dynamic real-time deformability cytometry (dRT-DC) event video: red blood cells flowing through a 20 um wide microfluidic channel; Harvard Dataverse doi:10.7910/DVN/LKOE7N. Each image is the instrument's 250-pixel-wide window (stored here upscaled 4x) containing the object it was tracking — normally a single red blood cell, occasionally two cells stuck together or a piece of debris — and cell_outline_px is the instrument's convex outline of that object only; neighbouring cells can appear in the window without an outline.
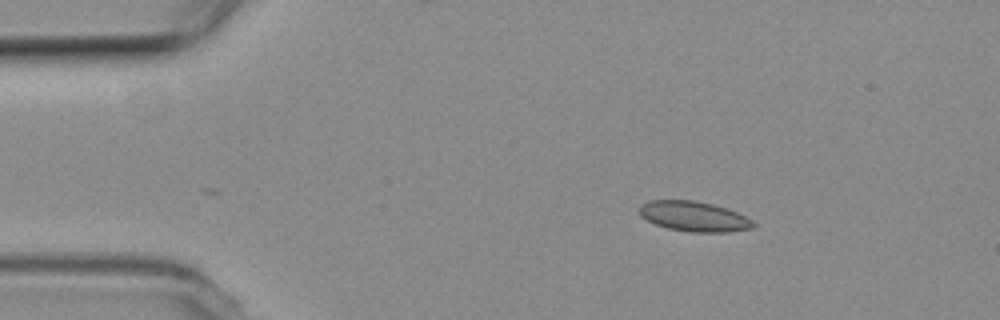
{"species": "common noctule bat (a hibernating species)", "species_latin": "Nyctalus noctula", "temperature_condition": "room temperature", "stored_images_in_passage": 41, "camera_frame_rate_fps": 3000, "um_per_image_px": 0.085, "animal": {"sex": "female", "body_mass_g": 19.3, "forearm_length_mm": 54.1}, "frame": {"image": 1, "passage_image": 1, "time_ms": 0.0, "image_size_px": [1000, 320], "cell_outline_px": [[756, 228], [728, 232], [692, 232], [668, 228], [656, 224], [640, 216], [640, 204], [648, 200], [692, 200], [712, 204], [728, 208], [752, 220], [756, 224]], "centroid_in_image_um": [59.01, 18.39], "position_along_channel_um": 26.0, "area_um2": 20.0}}
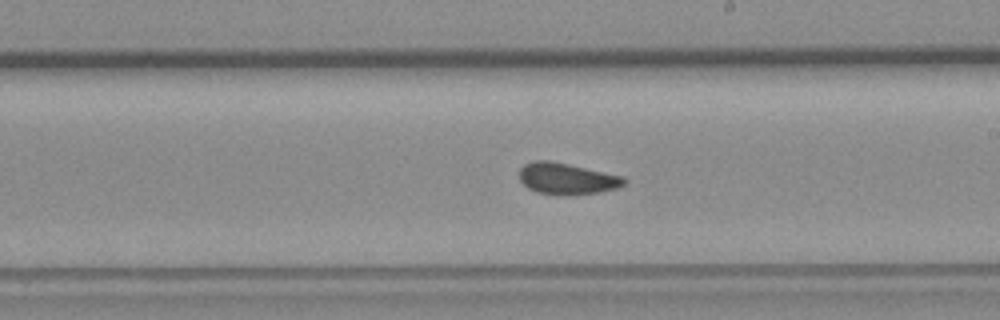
{"frame": {"image": 2, "passage_image": 23, "time_ms": 7.333, "image_size_px": [1000, 320], "cell_outline_px": [[628, 180], [624, 184], [616, 188], [600, 192], [568, 196], [560, 196], [536, 192], [528, 188], [520, 180], [520, 168], [524, 164], [536, 160], [548, 160], [568, 164], [624, 176]], "centroid_in_image_um": [48.19, 15.2], "position_along_channel_um": 240.8, "area_um2": 19.36}}
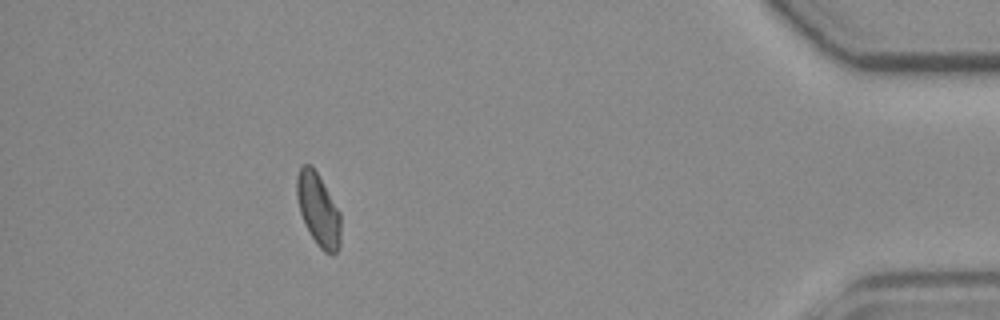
{"frame": {"image": 3, "passage_image": 41, "time_ms": 13.333, "image_size_px": [1000, 320], "cell_outline_px": [[340, 248], [332, 256], [324, 252], [316, 244], [300, 212], [296, 196], [296, 176], [300, 168], [304, 164], [312, 164], [340, 212]], "centroid_in_image_um": [27.06, 17.83], "position_along_channel_um": 408.1, "area_um2": 18.55}, "authors_computed_cell_mechanics": {"area_um2": 19.2474, "velocity_mm_per_s": 3.7726, "shape_relaxation_time_tau1_ms": null, "shape_relaxation_time_tau2_ms": 2.1275, "deformation_change_tau1": null, "deformation_change_tau2": 0.0594}}